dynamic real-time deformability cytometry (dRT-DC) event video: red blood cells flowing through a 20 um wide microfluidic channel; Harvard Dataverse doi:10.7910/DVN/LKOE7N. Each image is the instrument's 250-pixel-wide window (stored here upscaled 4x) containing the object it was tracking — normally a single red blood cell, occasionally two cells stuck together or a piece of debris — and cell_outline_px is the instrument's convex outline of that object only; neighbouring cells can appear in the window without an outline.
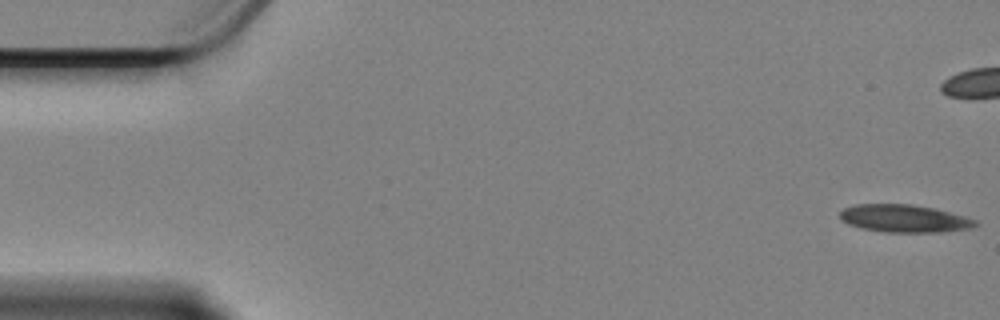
{"species": "Egyptian fruit bat (a non-hibernating species)", "species_latin": "Rousettus aegyptiacus", "temperature_condition": "cold", "stored_images_in_passage": 59, "camera_frame_rate_fps": 3000, "um_per_image_px": 0.085, "animal": {"sex": "female"}, "frame": {"image": 1, "passage_image": 1, "time_ms": 0.0, "image_size_px": [1000, 320], "cell_outline_px": [[980, 224], [972, 228], [944, 232], [884, 232], [860, 228], [848, 224], [840, 220], [840, 212], [844, 208], [856, 204], [912, 204], [932, 208], [964, 216], [976, 220]], "centroid_in_image_um": [76.85, 18.58], "position_along_channel_um": 8.1, "area_um2": 21.91}}
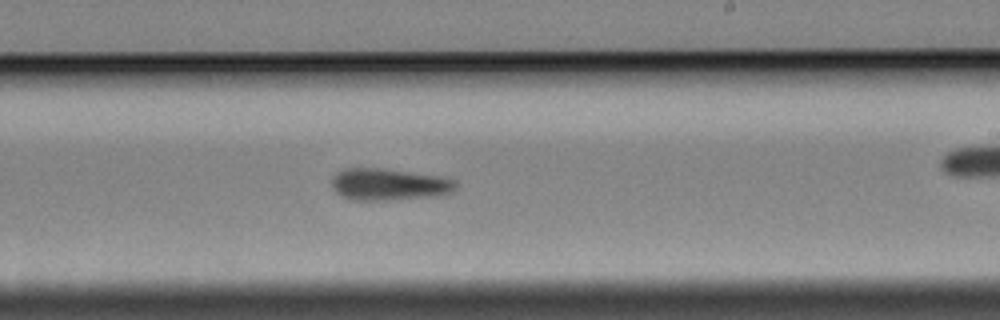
{"frame": {"image": 2, "passage_image": 34, "time_ms": 11.0, "image_size_px": [1000, 320], "cell_outline_px": [[456, 188], [452, 192], [440, 196], [388, 200], [352, 200], [340, 196], [332, 188], [332, 176], [336, 172], [344, 168], [384, 168], [448, 176], [456, 180]], "centroid_in_image_um": [33.1, 15.66], "position_along_channel_um": 255.9, "area_um2": 23.76}}
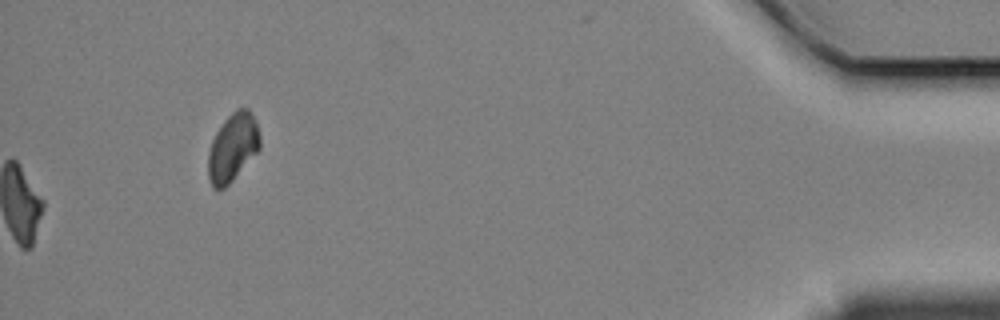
{"frame": {"image": 3, "passage_image": 59, "time_ms": 19.333, "image_size_px": [1000, 320], "cell_outline_px": [[260, 148], [232, 180], [224, 188], [212, 188], [208, 176], [208, 152], [212, 140], [216, 132], [224, 120], [236, 108], [248, 108], [256, 120], [260, 136]], "centroid_in_image_um": [19.77, 12.5], "position_along_channel_um": 415.4, "area_um2": 20.4}, "authors_computed_cell_mechanics": {"area_um2": 22.0218, "velocity_mm_per_s": 3.365, "shape_relaxation_time_tau1_ms": 9.8926, "shape_relaxation_time_tau2_ms": null, "deformation_change_tau1": 0.2275, "deformation_change_tau2": null}}